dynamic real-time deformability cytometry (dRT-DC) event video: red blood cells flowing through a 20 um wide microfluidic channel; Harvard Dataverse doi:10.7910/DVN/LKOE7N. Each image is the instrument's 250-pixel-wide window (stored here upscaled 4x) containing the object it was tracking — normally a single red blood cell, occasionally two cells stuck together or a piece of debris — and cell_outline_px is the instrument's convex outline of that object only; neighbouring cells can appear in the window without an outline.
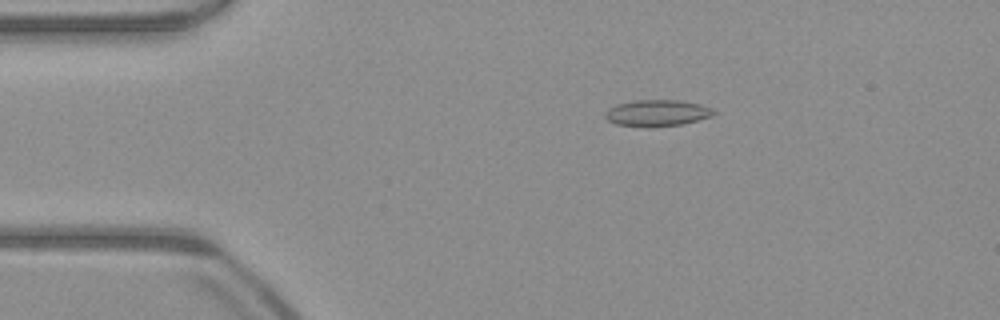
{"species": "common noctule bat (a hibernating species)", "species_latin": "Nyctalus noctula", "temperature_condition": "warm", "stored_images_in_passage": 52, "camera_frame_rate_fps": 3000, "um_per_image_px": 0.085, "animal": {"sex": "male", "body_mass_g": 23.1, "forearm_length_mm": 52.7}, "frame": {"image": 1, "passage_image": 10, "time_ms": 3.0, "image_size_px": [1000, 320], "cell_outline_px": [[716, 112], [712, 116], [680, 124], [652, 128], [644, 128], [616, 124], [608, 120], [604, 116], [604, 112], [608, 108], [616, 104], [636, 100], [680, 100], [700, 104], [712, 108]], "centroid_in_image_um": [55.81, 9.61], "position_along_channel_um": 29.2, "area_um2": 16.94}}
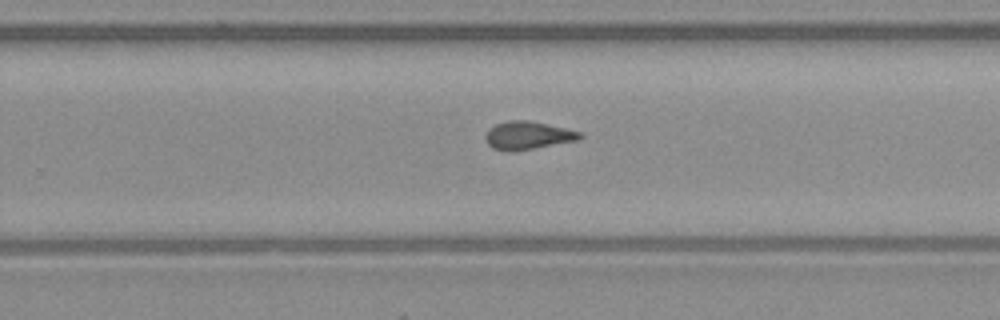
{"frame": {"image": 2, "passage_image": 33, "time_ms": 10.667, "image_size_px": [1000, 320], "cell_outline_px": [[584, 136], [580, 140], [512, 152], [508, 152], [492, 148], [488, 144], [484, 136], [488, 128], [496, 124], [508, 120], [532, 120], [584, 132]], "centroid_in_image_um": [44.9, 11.5], "position_along_channel_um": 284.9, "area_um2": 15.9}}
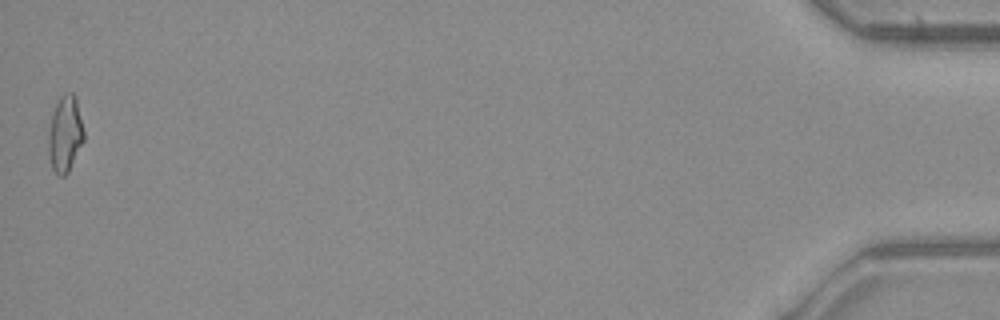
{"frame": {"image": 3, "passage_image": 52, "time_ms": 17.0, "image_size_px": [1000, 320], "cell_outline_px": [[84, 140], [68, 172], [64, 176], [56, 176], [52, 168], [48, 156], [48, 132], [52, 112], [60, 96], [64, 92], [72, 92], [76, 96], [84, 132]], "centroid_in_image_um": [5.52, 11.38], "position_along_channel_um": 429.7, "area_um2": 16.01}, "authors_computed_cell_mechanics": {"area_um2": 15.4615, "velocity_mm_per_s": 3.9686, "shape_relaxation_time_tau1_ms": null, "shape_relaxation_time_tau2_ms": 2.5225, "deformation_change_tau1": null, "deformation_change_tau2": 0.0925}}